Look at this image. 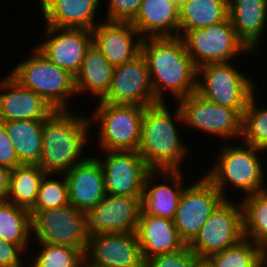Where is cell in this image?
<instances>
[{"label":"cell","mask_w":267,"mask_h":267,"mask_svg":"<svg viewBox=\"0 0 267 267\" xmlns=\"http://www.w3.org/2000/svg\"><path fill=\"white\" fill-rule=\"evenodd\" d=\"M229 17L228 0H183L179 5V37Z\"/></svg>","instance_id":"4316f807"},{"label":"cell","mask_w":267,"mask_h":267,"mask_svg":"<svg viewBox=\"0 0 267 267\" xmlns=\"http://www.w3.org/2000/svg\"><path fill=\"white\" fill-rule=\"evenodd\" d=\"M199 257L185 245L182 249L148 258L143 267H193Z\"/></svg>","instance_id":"d590c367"},{"label":"cell","mask_w":267,"mask_h":267,"mask_svg":"<svg viewBox=\"0 0 267 267\" xmlns=\"http://www.w3.org/2000/svg\"><path fill=\"white\" fill-rule=\"evenodd\" d=\"M98 158L87 156L64 174L69 204L84 213H88L106 195L104 172Z\"/></svg>","instance_id":"44dd1931"},{"label":"cell","mask_w":267,"mask_h":267,"mask_svg":"<svg viewBox=\"0 0 267 267\" xmlns=\"http://www.w3.org/2000/svg\"><path fill=\"white\" fill-rule=\"evenodd\" d=\"M172 1H174L175 3H177L178 5H180L183 0H172Z\"/></svg>","instance_id":"7bdbcfd3"},{"label":"cell","mask_w":267,"mask_h":267,"mask_svg":"<svg viewBox=\"0 0 267 267\" xmlns=\"http://www.w3.org/2000/svg\"><path fill=\"white\" fill-rule=\"evenodd\" d=\"M181 38L197 68L206 64L230 63L243 54H257L238 38L229 17L215 25L189 30Z\"/></svg>","instance_id":"9c48e42d"},{"label":"cell","mask_w":267,"mask_h":267,"mask_svg":"<svg viewBox=\"0 0 267 267\" xmlns=\"http://www.w3.org/2000/svg\"><path fill=\"white\" fill-rule=\"evenodd\" d=\"M232 200L223 199L217 205L188 245L199 258L223 251L244 238L243 206L241 200Z\"/></svg>","instance_id":"30bf717a"},{"label":"cell","mask_w":267,"mask_h":267,"mask_svg":"<svg viewBox=\"0 0 267 267\" xmlns=\"http://www.w3.org/2000/svg\"><path fill=\"white\" fill-rule=\"evenodd\" d=\"M10 170L0 165V202L7 201Z\"/></svg>","instance_id":"ab89813d"},{"label":"cell","mask_w":267,"mask_h":267,"mask_svg":"<svg viewBox=\"0 0 267 267\" xmlns=\"http://www.w3.org/2000/svg\"><path fill=\"white\" fill-rule=\"evenodd\" d=\"M255 96H251L242 114L240 142L267 151V105L257 104Z\"/></svg>","instance_id":"d6a6232c"},{"label":"cell","mask_w":267,"mask_h":267,"mask_svg":"<svg viewBox=\"0 0 267 267\" xmlns=\"http://www.w3.org/2000/svg\"><path fill=\"white\" fill-rule=\"evenodd\" d=\"M166 103L146 106L142 118L137 152L150 170H181L191 149L179 136L178 128L181 127L177 126H184L179 105L176 103L172 113Z\"/></svg>","instance_id":"3957f363"},{"label":"cell","mask_w":267,"mask_h":267,"mask_svg":"<svg viewBox=\"0 0 267 267\" xmlns=\"http://www.w3.org/2000/svg\"><path fill=\"white\" fill-rule=\"evenodd\" d=\"M98 159L105 178L107 195L141 197L150 169L137 151H102Z\"/></svg>","instance_id":"5bb4252c"},{"label":"cell","mask_w":267,"mask_h":267,"mask_svg":"<svg viewBox=\"0 0 267 267\" xmlns=\"http://www.w3.org/2000/svg\"><path fill=\"white\" fill-rule=\"evenodd\" d=\"M100 22L97 21V25L91 30L92 44L113 67L123 65L141 53L142 38L130 22Z\"/></svg>","instance_id":"d6986e66"},{"label":"cell","mask_w":267,"mask_h":267,"mask_svg":"<svg viewBox=\"0 0 267 267\" xmlns=\"http://www.w3.org/2000/svg\"><path fill=\"white\" fill-rule=\"evenodd\" d=\"M84 256L106 267H143L136 232L92 234Z\"/></svg>","instance_id":"ac0fdd59"},{"label":"cell","mask_w":267,"mask_h":267,"mask_svg":"<svg viewBox=\"0 0 267 267\" xmlns=\"http://www.w3.org/2000/svg\"><path fill=\"white\" fill-rule=\"evenodd\" d=\"M142 1L143 0H108L107 11H105L107 13H105L106 17H104V20L131 22L138 13Z\"/></svg>","instance_id":"8d00e7d4"},{"label":"cell","mask_w":267,"mask_h":267,"mask_svg":"<svg viewBox=\"0 0 267 267\" xmlns=\"http://www.w3.org/2000/svg\"><path fill=\"white\" fill-rule=\"evenodd\" d=\"M45 40L35 47L52 63L74 77L87 49L92 45V31L83 28H59L45 25Z\"/></svg>","instance_id":"9a60e30c"},{"label":"cell","mask_w":267,"mask_h":267,"mask_svg":"<svg viewBox=\"0 0 267 267\" xmlns=\"http://www.w3.org/2000/svg\"><path fill=\"white\" fill-rule=\"evenodd\" d=\"M100 101L142 107L159 103L152 89L146 59L141 53L114 68L110 88Z\"/></svg>","instance_id":"4fadbf2b"},{"label":"cell","mask_w":267,"mask_h":267,"mask_svg":"<svg viewBox=\"0 0 267 267\" xmlns=\"http://www.w3.org/2000/svg\"><path fill=\"white\" fill-rule=\"evenodd\" d=\"M244 238L252 240L267 254V189L244 196Z\"/></svg>","instance_id":"4dcf8cb0"},{"label":"cell","mask_w":267,"mask_h":267,"mask_svg":"<svg viewBox=\"0 0 267 267\" xmlns=\"http://www.w3.org/2000/svg\"><path fill=\"white\" fill-rule=\"evenodd\" d=\"M0 239L19 245L27 253L28 249L32 251L30 211L8 201L0 202Z\"/></svg>","instance_id":"f1b7e54d"},{"label":"cell","mask_w":267,"mask_h":267,"mask_svg":"<svg viewBox=\"0 0 267 267\" xmlns=\"http://www.w3.org/2000/svg\"><path fill=\"white\" fill-rule=\"evenodd\" d=\"M46 25L92 30L101 0H39ZM97 15V16H96Z\"/></svg>","instance_id":"cb8c5ba5"},{"label":"cell","mask_w":267,"mask_h":267,"mask_svg":"<svg viewBox=\"0 0 267 267\" xmlns=\"http://www.w3.org/2000/svg\"><path fill=\"white\" fill-rule=\"evenodd\" d=\"M193 267H213L206 258H199Z\"/></svg>","instance_id":"60d3db41"},{"label":"cell","mask_w":267,"mask_h":267,"mask_svg":"<svg viewBox=\"0 0 267 267\" xmlns=\"http://www.w3.org/2000/svg\"><path fill=\"white\" fill-rule=\"evenodd\" d=\"M89 114L91 129L98 134L95 141L103 151H137L141 139V123L146 107L97 101ZM98 126L96 128V126Z\"/></svg>","instance_id":"8992f818"},{"label":"cell","mask_w":267,"mask_h":267,"mask_svg":"<svg viewBox=\"0 0 267 267\" xmlns=\"http://www.w3.org/2000/svg\"><path fill=\"white\" fill-rule=\"evenodd\" d=\"M233 64L217 63L199 67L196 93L221 106L246 109L257 84Z\"/></svg>","instance_id":"ba28073f"},{"label":"cell","mask_w":267,"mask_h":267,"mask_svg":"<svg viewBox=\"0 0 267 267\" xmlns=\"http://www.w3.org/2000/svg\"><path fill=\"white\" fill-rule=\"evenodd\" d=\"M141 197L105 195L87 214L92 234L136 232Z\"/></svg>","instance_id":"2e32d148"},{"label":"cell","mask_w":267,"mask_h":267,"mask_svg":"<svg viewBox=\"0 0 267 267\" xmlns=\"http://www.w3.org/2000/svg\"><path fill=\"white\" fill-rule=\"evenodd\" d=\"M114 68L100 50L92 44L86 51L78 73L74 77L75 90L87 93L100 101L108 92Z\"/></svg>","instance_id":"484cf974"},{"label":"cell","mask_w":267,"mask_h":267,"mask_svg":"<svg viewBox=\"0 0 267 267\" xmlns=\"http://www.w3.org/2000/svg\"><path fill=\"white\" fill-rule=\"evenodd\" d=\"M231 145L226 142L214 157L211 169L203 175L215 186L224 199H228L227 187L241 190L244 196L267 189L265 165L261 154L267 151L238 141ZM228 144V145H227ZM261 158V159H260ZM227 186V187H226Z\"/></svg>","instance_id":"277c9868"},{"label":"cell","mask_w":267,"mask_h":267,"mask_svg":"<svg viewBox=\"0 0 267 267\" xmlns=\"http://www.w3.org/2000/svg\"><path fill=\"white\" fill-rule=\"evenodd\" d=\"M183 175L185 174L182 170H150L144 180L141 211L144 214L174 220L185 187ZM160 178H163L164 183L156 181Z\"/></svg>","instance_id":"e0dca14e"},{"label":"cell","mask_w":267,"mask_h":267,"mask_svg":"<svg viewBox=\"0 0 267 267\" xmlns=\"http://www.w3.org/2000/svg\"><path fill=\"white\" fill-rule=\"evenodd\" d=\"M228 10L238 38L257 53L267 25V0H228Z\"/></svg>","instance_id":"d4e9b609"},{"label":"cell","mask_w":267,"mask_h":267,"mask_svg":"<svg viewBox=\"0 0 267 267\" xmlns=\"http://www.w3.org/2000/svg\"><path fill=\"white\" fill-rule=\"evenodd\" d=\"M136 235L143 260L182 249L174 221L140 212Z\"/></svg>","instance_id":"603a6c76"},{"label":"cell","mask_w":267,"mask_h":267,"mask_svg":"<svg viewBox=\"0 0 267 267\" xmlns=\"http://www.w3.org/2000/svg\"><path fill=\"white\" fill-rule=\"evenodd\" d=\"M141 54L146 59L158 102H166L168 91L175 102L196 92L198 68L181 37L142 39Z\"/></svg>","instance_id":"6da1fadb"},{"label":"cell","mask_w":267,"mask_h":267,"mask_svg":"<svg viewBox=\"0 0 267 267\" xmlns=\"http://www.w3.org/2000/svg\"><path fill=\"white\" fill-rule=\"evenodd\" d=\"M130 23L142 39L179 37V5L172 0H143Z\"/></svg>","instance_id":"7402d4cb"},{"label":"cell","mask_w":267,"mask_h":267,"mask_svg":"<svg viewBox=\"0 0 267 267\" xmlns=\"http://www.w3.org/2000/svg\"><path fill=\"white\" fill-rule=\"evenodd\" d=\"M30 214L32 240L78 248L85 254L92 238L86 213L68 204L54 209L30 211Z\"/></svg>","instance_id":"52a82bcc"},{"label":"cell","mask_w":267,"mask_h":267,"mask_svg":"<svg viewBox=\"0 0 267 267\" xmlns=\"http://www.w3.org/2000/svg\"><path fill=\"white\" fill-rule=\"evenodd\" d=\"M182 111L184 126L201 133L227 140H240L242 114L245 109H232L210 102L194 92L177 103ZM227 139V140H226Z\"/></svg>","instance_id":"8fae6325"},{"label":"cell","mask_w":267,"mask_h":267,"mask_svg":"<svg viewBox=\"0 0 267 267\" xmlns=\"http://www.w3.org/2000/svg\"><path fill=\"white\" fill-rule=\"evenodd\" d=\"M24 253L25 251L19 245L0 239V267H28L23 260L28 255Z\"/></svg>","instance_id":"74e56055"},{"label":"cell","mask_w":267,"mask_h":267,"mask_svg":"<svg viewBox=\"0 0 267 267\" xmlns=\"http://www.w3.org/2000/svg\"><path fill=\"white\" fill-rule=\"evenodd\" d=\"M38 248L27 262L28 267H80L84 253L78 248L48 243H35ZM31 264V265H30Z\"/></svg>","instance_id":"836d02e7"},{"label":"cell","mask_w":267,"mask_h":267,"mask_svg":"<svg viewBox=\"0 0 267 267\" xmlns=\"http://www.w3.org/2000/svg\"><path fill=\"white\" fill-rule=\"evenodd\" d=\"M46 173L38 165H19L10 170L7 201L30 210L37 200Z\"/></svg>","instance_id":"f546056e"},{"label":"cell","mask_w":267,"mask_h":267,"mask_svg":"<svg viewBox=\"0 0 267 267\" xmlns=\"http://www.w3.org/2000/svg\"><path fill=\"white\" fill-rule=\"evenodd\" d=\"M68 204V185L65 175L60 174L59 177V174L58 176L46 174L41 181L35 205L29 211L54 209Z\"/></svg>","instance_id":"e575fe53"},{"label":"cell","mask_w":267,"mask_h":267,"mask_svg":"<svg viewBox=\"0 0 267 267\" xmlns=\"http://www.w3.org/2000/svg\"><path fill=\"white\" fill-rule=\"evenodd\" d=\"M32 49L30 56L8 73L23 87L41 96L54 110H70V98L77 96L74 76L48 60L36 47Z\"/></svg>","instance_id":"5b68a950"},{"label":"cell","mask_w":267,"mask_h":267,"mask_svg":"<svg viewBox=\"0 0 267 267\" xmlns=\"http://www.w3.org/2000/svg\"><path fill=\"white\" fill-rule=\"evenodd\" d=\"M213 267H266L267 254L252 240L239 243L206 258Z\"/></svg>","instance_id":"1f68e13d"},{"label":"cell","mask_w":267,"mask_h":267,"mask_svg":"<svg viewBox=\"0 0 267 267\" xmlns=\"http://www.w3.org/2000/svg\"><path fill=\"white\" fill-rule=\"evenodd\" d=\"M0 165L9 170L22 165L18 160L14 145L2 124L0 125Z\"/></svg>","instance_id":"f35d334b"},{"label":"cell","mask_w":267,"mask_h":267,"mask_svg":"<svg viewBox=\"0 0 267 267\" xmlns=\"http://www.w3.org/2000/svg\"><path fill=\"white\" fill-rule=\"evenodd\" d=\"M53 107L33 90L23 87L9 73L0 78V120H45Z\"/></svg>","instance_id":"ffe728a7"},{"label":"cell","mask_w":267,"mask_h":267,"mask_svg":"<svg viewBox=\"0 0 267 267\" xmlns=\"http://www.w3.org/2000/svg\"><path fill=\"white\" fill-rule=\"evenodd\" d=\"M43 122L44 120L2 122L21 164L38 165L42 156Z\"/></svg>","instance_id":"83f0119b"},{"label":"cell","mask_w":267,"mask_h":267,"mask_svg":"<svg viewBox=\"0 0 267 267\" xmlns=\"http://www.w3.org/2000/svg\"><path fill=\"white\" fill-rule=\"evenodd\" d=\"M80 267H106V266H102V265H96L92 262H90L85 256L81 262V266Z\"/></svg>","instance_id":"b9f144b4"},{"label":"cell","mask_w":267,"mask_h":267,"mask_svg":"<svg viewBox=\"0 0 267 267\" xmlns=\"http://www.w3.org/2000/svg\"><path fill=\"white\" fill-rule=\"evenodd\" d=\"M76 113L54 110L43 122L42 156L38 166L46 174H65L86 158L89 143H95L89 141L92 134L89 117Z\"/></svg>","instance_id":"7a4b0ae2"},{"label":"cell","mask_w":267,"mask_h":267,"mask_svg":"<svg viewBox=\"0 0 267 267\" xmlns=\"http://www.w3.org/2000/svg\"><path fill=\"white\" fill-rule=\"evenodd\" d=\"M185 186L178 203L174 225L181 240L189 245L212 211L224 199L205 177Z\"/></svg>","instance_id":"7c38bea8"}]
</instances>
